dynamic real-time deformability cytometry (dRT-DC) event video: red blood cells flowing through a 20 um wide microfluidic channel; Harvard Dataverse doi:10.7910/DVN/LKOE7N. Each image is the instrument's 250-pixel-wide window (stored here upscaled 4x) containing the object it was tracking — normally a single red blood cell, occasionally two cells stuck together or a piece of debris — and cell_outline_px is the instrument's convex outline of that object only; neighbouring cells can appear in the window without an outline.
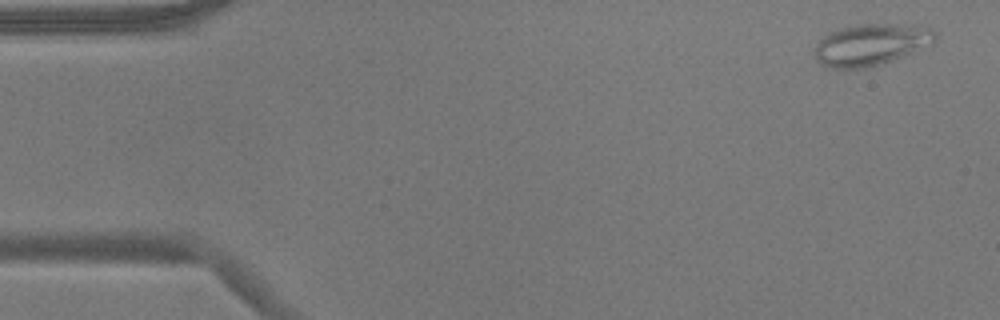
{"species": "common noctule bat (a hibernating species)", "species_latin": "Nyctalus noctula", "temperature_condition": "warm", "stored_images_in_passage": 54, "camera_frame_rate_fps": 3000, "um_per_image_px": 0.085, "animal": {"sex": "male", "body_mass_g": 17.9}, "frame": {"image": 1, "passage_image": 2, "time_ms": 0.333, "image_size_px": [1000, 320], "cell_outline_px": [[940, 32], [936, 40], [932, 44], [892, 60], [864, 68], [832, 68], [816, 60], [812, 56], [812, 48], [828, 32], [836, 28], [856, 24], [908, 24], [932, 28]], "centroid_in_image_um": [74.03, 3.76], "position_along_channel_um": 11.0, "area_um2": 29.65}}
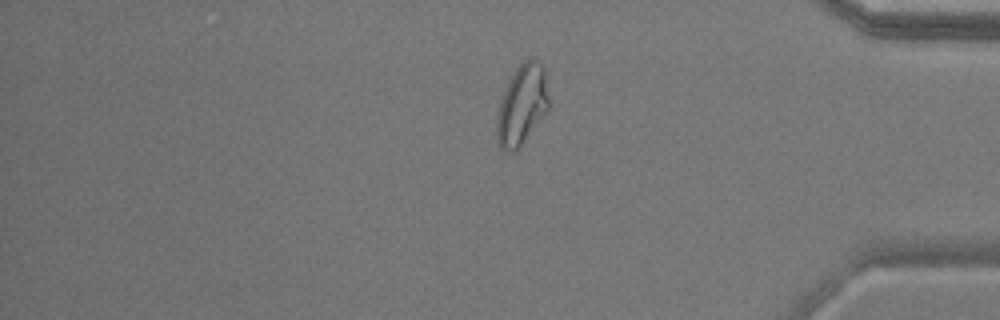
{"frame": {"image": 2, "passage_image": 45, "time_ms": 14.667, "image_size_px": [1000, 320], "cell_outline_px": [[548, 108], [520, 144], [512, 152], [504, 152], [500, 148], [496, 136], [496, 120], [500, 100], [516, 68], [528, 56], [532, 56], [544, 68], [548, 96]], "centroid_in_image_um": [44.34, 8.88], "position_along_channel_um": 390.9, "area_um2": 23.64}}
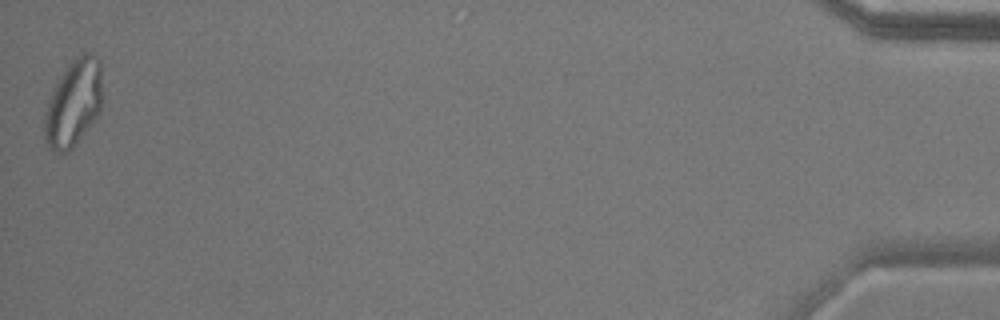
{"frame": {"image": 3, "passage_image": 54, "time_ms": 17.667, "image_size_px": [1000, 320], "cell_outline_px": [[104, 96], [100, 112], [76, 144], [72, 148], [64, 152], [56, 152], [48, 148], [44, 140], [44, 112], [52, 92], [56, 84], [68, 64], [76, 56], [84, 52], [92, 52], [100, 60]], "centroid_in_image_um": [6.28, 8.74], "position_along_channel_um": 428.9, "area_um2": 29.77}, "authors_computed_cell_mechanics": {"area_um2": 23.7558, "velocity_mm_per_s": 3.6358, "shape_relaxation_time_tau1_ms": null, "shape_relaxation_time_tau2_ms": 1.4032, "deformation_change_tau1": null, "deformation_change_tau2": 0.0708}}